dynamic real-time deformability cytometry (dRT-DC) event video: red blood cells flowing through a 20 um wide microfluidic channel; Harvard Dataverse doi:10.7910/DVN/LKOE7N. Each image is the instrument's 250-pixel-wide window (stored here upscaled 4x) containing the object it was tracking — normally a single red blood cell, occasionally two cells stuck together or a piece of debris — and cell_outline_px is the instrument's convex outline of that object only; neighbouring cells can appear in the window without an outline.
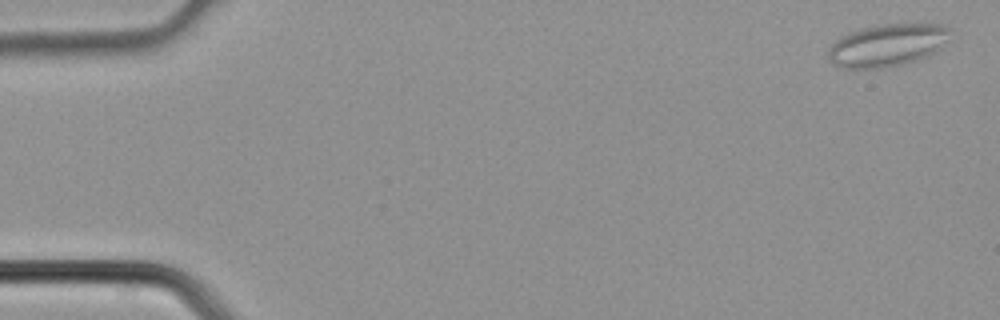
{"species": "common noctule bat (a hibernating species)", "species_latin": "Nyctalus noctula", "temperature_condition": "cold", "stored_images_in_passage": 4, "camera_frame_rate_fps": 3000, "um_per_image_px": 0.085, "animal": {"sex": "male", "body_mass_g": 21.5, "forearm_length_mm": 52.0}, "frame": {"image": 1, "passage_image": 1, "time_ms": 0.0, "image_size_px": [1000, 320], "cell_outline_px": [[952, 28], [948, 40], [936, 52], [928, 56], [904, 64], [884, 68], [836, 68], [828, 60], [828, 48], [840, 36], [848, 32], [860, 28], [876, 24], [940, 24]], "centroid_in_image_um": [75.4, 3.84], "position_along_channel_um": 9.6, "area_um2": 30.75}}